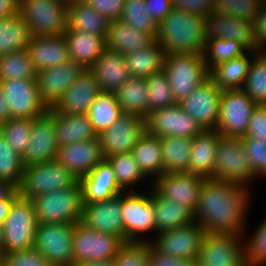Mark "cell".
Instances as JSON below:
<instances>
[{"label":"cell","mask_w":266,"mask_h":266,"mask_svg":"<svg viewBox=\"0 0 266 266\" xmlns=\"http://www.w3.org/2000/svg\"><path fill=\"white\" fill-rule=\"evenodd\" d=\"M254 26H255L256 39L260 45V51H266V5L265 4H261Z\"/></svg>","instance_id":"6125c7cd"},{"label":"cell","mask_w":266,"mask_h":266,"mask_svg":"<svg viewBox=\"0 0 266 266\" xmlns=\"http://www.w3.org/2000/svg\"><path fill=\"white\" fill-rule=\"evenodd\" d=\"M247 51L248 49L238 41L214 38L206 40L202 54L206 69L210 71L217 64L241 56Z\"/></svg>","instance_id":"f6af8a7d"},{"label":"cell","mask_w":266,"mask_h":266,"mask_svg":"<svg viewBox=\"0 0 266 266\" xmlns=\"http://www.w3.org/2000/svg\"><path fill=\"white\" fill-rule=\"evenodd\" d=\"M261 4H265L266 5V0H260Z\"/></svg>","instance_id":"753ad0ef"},{"label":"cell","mask_w":266,"mask_h":266,"mask_svg":"<svg viewBox=\"0 0 266 266\" xmlns=\"http://www.w3.org/2000/svg\"><path fill=\"white\" fill-rule=\"evenodd\" d=\"M174 9L207 17L213 12L214 0H171Z\"/></svg>","instance_id":"91938a15"},{"label":"cell","mask_w":266,"mask_h":266,"mask_svg":"<svg viewBox=\"0 0 266 266\" xmlns=\"http://www.w3.org/2000/svg\"><path fill=\"white\" fill-rule=\"evenodd\" d=\"M149 15L157 22L161 21L174 8L171 0H145Z\"/></svg>","instance_id":"94428289"},{"label":"cell","mask_w":266,"mask_h":266,"mask_svg":"<svg viewBox=\"0 0 266 266\" xmlns=\"http://www.w3.org/2000/svg\"><path fill=\"white\" fill-rule=\"evenodd\" d=\"M164 71L177 103L209 78V71L206 69L203 54H167Z\"/></svg>","instance_id":"8992f818"},{"label":"cell","mask_w":266,"mask_h":266,"mask_svg":"<svg viewBox=\"0 0 266 266\" xmlns=\"http://www.w3.org/2000/svg\"><path fill=\"white\" fill-rule=\"evenodd\" d=\"M54 119L59 146L97 138L87 114H60L52 107L47 112Z\"/></svg>","instance_id":"1f68e13d"},{"label":"cell","mask_w":266,"mask_h":266,"mask_svg":"<svg viewBox=\"0 0 266 266\" xmlns=\"http://www.w3.org/2000/svg\"><path fill=\"white\" fill-rule=\"evenodd\" d=\"M0 266H3L2 258L0 256Z\"/></svg>","instance_id":"34e18365"},{"label":"cell","mask_w":266,"mask_h":266,"mask_svg":"<svg viewBox=\"0 0 266 266\" xmlns=\"http://www.w3.org/2000/svg\"><path fill=\"white\" fill-rule=\"evenodd\" d=\"M156 232L183 227L195 222L194 213L182 204L161 197L152 187Z\"/></svg>","instance_id":"e575fe53"},{"label":"cell","mask_w":266,"mask_h":266,"mask_svg":"<svg viewBox=\"0 0 266 266\" xmlns=\"http://www.w3.org/2000/svg\"><path fill=\"white\" fill-rule=\"evenodd\" d=\"M80 222L95 231L117 235L125 242L121 193L103 201L84 203Z\"/></svg>","instance_id":"ffe728a7"},{"label":"cell","mask_w":266,"mask_h":266,"mask_svg":"<svg viewBox=\"0 0 266 266\" xmlns=\"http://www.w3.org/2000/svg\"><path fill=\"white\" fill-rule=\"evenodd\" d=\"M36 74L27 48L0 56V82L11 79L36 80Z\"/></svg>","instance_id":"7bdbcfd3"},{"label":"cell","mask_w":266,"mask_h":266,"mask_svg":"<svg viewBox=\"0 0 266 266\" xmlns=\"http://www.w3.org/2000/svg\"><path fill=\"white\" fill-rule=\"evenodd\" d=\"M155 40L167 54H202L206 43V17L173 9L158 22Z\"/></svg>","instance_id":"7a4b0ae2"},{"label":"cell","mask_w":266,"mask_h":266,"mask_svg":"<svg viewBox=\"0 0 266 266\" xmlns=\"http://www.w3.org/2000/svg\"><path fill=\"white\" fill-rule=\"evenodd\" d=\"M210 179L243 184L251 188V183L257 178L243 147L242 137L219 134L215 168Z\"/></svg>","instance_id":"277c9868"},{"label":"cell","mask_w":266,"mask_h":266,"mask_svg":"<svg viewBox=\"0 0 266 266\" xmlns=\"http://www.w3.org/2000/svg\"><path fill=\"white\" fill-rule=\"evenodd\" d=\"M146 131L158 137L194 138L203 129L176 103L173 106L155 110L147 115Z\"/></svg>","instance_id":"d6986e66"},{"label":"cell","mask_w":266,"mask_h":266,"mask_svg":"<svg viewBox=\"0 0 266 266\" xmlns=\"http://www.w3.org/2000/svg\"><path fill=\"white\" fill-rule=\"evenodd\" d=\"M57 1H60V2H63V3H66L67 5H69L70 3L75 2L77 0H57Z\"/></svg>","instance_id":"8c879c8a"},{"label":"cell","mask_w":266,"mask_h":266,"mask_svg":"<svg viewBox=\"0 0 266 266\" xmlns=\"http://www.w3.org/2000/svg\"><path fill=\"white\" fill-rule=\"evenodd\" d=\"M109 21L119 20L126 0H84Z\"/></svg>","instance_id":"680465c9"},{"label":"cell","mask_w":266,"mask_h":266,"mask_svg":"<svg viewBox=\"0 0 266 266\" xmlns=\"http://www.w3.org/2000/svg\"><path fill=\"white\" fill-rule=\"evenodd\" d=\"M123 114L113 93L101 92L88 109L94 132L99 136L112 126Z\"/></svg>","instance_id":"60d3db41"},{"label":"cell","mask_w":266,"mask_h":266,"mask_svg":"<svg viewBox=\"0 0 266 266\" xmlns=\"http://www.w3.org/2000/svg\"><path fill=\"white\" fill-rule=\"evenodd\" d=\"M132 153L140 171L147 179L153 176L152 182H154L163 174V152L160 137L146 131L134 146Z\"/></svg>","instance_id":"d590c367"},{"label":"cell","mask_w":266,"mask_h":266,"mask_svg":"<svg viewBox=\"0 0 266 266\" xmlns=\"http://www.w3.org/2000/svg\"><path fill=\"white\" fill-rule=\"evenodd\" d=\"M56 160L79 180L104 160L99 137L60 146Z\"/></svg>","instance_id":"603a6c76"},{"label":"cell","mask_w":266,"mask_h":266,"mask_svg":"<svg viewBox=\"0 0 266 266\" xmlns=\"http://www.w3.org/2000/svg\"><path fill=\"white\" fill-rule=\"evenodd\" d=\"M260 0H214L213 12L255 23Z\"/></svg>","instance_id":"f907efd6"},{"label":"cell","mask_w":266,"mask_h":266,"mask_svg":"<svg viewBox=\"0 0 266 266\" xmlns=\"http://www.w3.org/2000/svg\"><path fill=\"white\" fill-rule=\"evenodd\" d=\"M20 14V0H0V18Z\"/></svg>","instance_id":"be15d7a7"},{"label":"cell","mask_w":266,"mask_h":266,"mask_svg":"<svg viewBox=\"0 0 266 266\" xmlns=\"http://www.w3.org/2000/svg\"><path fill=\"white\" fill-rule=\"evenodd\" d=\"M150 242H124L113 258L115 266H149Z\"/></svg>","instance_id":"816d5d0a"},{"label":"cell","mask_w":266,"mask_h":266,"mask_svg":"<svg viewBox=\"0 0 266 266\" xmlns=\"http://www.w3.org/2000/svg\"><path fill=\"white\" fill-rule=\"evenodd\" d=\"M214 38L235 40L248 50L260 52L254 23L244 19L212 12L206 17V39Z\"/></svg>","instance_id":"cb8c5ba5"},{"label":"cell","mask_w":266,"mask_h":266,"mask_svg":"<svg viewBox=\"0 0 266 266\" xmlns=\"http://www.w3.org/2000/svg\"><path fill=\"white\" fill-rule=\"evenodd\" d=\"M219 142L216 130H203L192 141L188 173L211 178L215 168V157Z\"/></svg>","instance_id":"f546056e"},{"label":"cell","mask_w":266,"mask_h":266,"mask_svg":"<svg viewBox=\"0 0 266 266\" xmlns=\"http://www.w3.org/2000/svg\"><path fill=\"white\" fill-rule=\"evenodd\" d=\"M204 229L197 222L174 229L163 230L150 242L158 251L178 259L198 260Z\"/></svg>","instance_id":"2e32d148"},{"label":"cell","mask_w":266,"mask_h":266,"mask_svg":"<svg viewBox=\"0 0 266 266\" xmlns=\"http://www.w3.org/2000/svg\"><path fill=\"white\" fill-rule=\"evenodd\" d=\"M166 55L160 43L155 41L147 48L124 56L130 75L146 79L152 74L164 71Z\"/></svg>","instance_id":"74e56055"},{"label":"cell","mask_w":266,"mask_h":266,"mask_svg":"<svg viewBox=\"0 0 266 266\" xmlns=\"http://www.w3.org/2000/svg\"><path fill=\"white\" fill-rule=\"evenodd\" d=\"M74 224L37 223L34 248L51 266H72Z\"/></svg>","instance_id":"30bf717a"},{"label":"cell","mask_w":266,"mask_h":266,"mask_svg":"<svg viewBox=\"0 0 266 266\" xmlns=\"http://www.w3.org/2000/svg\"><path fill=\"white\" fill-rule=\"evenodd\" d=\"M2 227L3 226H0V256L2 255V245H3Z\"/></svg>","instance_id":"89a4df30"},{"label":"cell","mask_w":266,"mask_h":266,"mask_svg":"<svg viewBox=\"0 0 266 266\" xmlns=\"http://www.w3.org/2000/svg\"><path fill=\"white\" fill-rule=\"evenodd\" d=\"M11 119H34L49 110L42 101L36 80L11 79L1 82Z\"/></svg>","instance_id":"9a60e30c"},{"label":"cell","mask_w":266,"mask_h":266,"mask_svg":"<svg viewBox=\"0 0 266 266\" xmlns=\"http://www.w3.org/2000/svg\"><path fill=\"white\" fill-rule=\"evenodd\" d=\"M146 83L150 94L147 105V115L155 110L170 107L177 103L165 71L147 77Z\"/></svg>","instance_id":"7dc6e473"},{"label":"cell","mask_w":266,"mask_h":266,"mask_svg":"<svg viewBox=\"0 0 266 266\" xmlns=\"http://www.w3.org/2000/svg\"><path fill=\"white\" fill-rule=\"evenodd\" d=\"M27 49L36 71L58 66L70 59L64 35L33 36L30 38Z\"/></svg>","instance_id":"83f0119b"},{"label":"cell","mask_w":266,"mask_h":266,"mask_svg":"<svg viewBox=\"0 0 266 266\" xmlns=\"http://www.w3.org/2000/svg\"><path fill=\"white\" fill-rule=\"evenodd\" d=\"M205 179L188 172H171L159 176L151 187L161 197L182 204L194 213Z\"/></svg>","instance_id":"e0dca14e"},{"label":"cell","mask_w":266,"mask_h":266,"mask_svg":"<svg viewBox=\"0 0 266 266\" xmlns=\"http://www.w3.org/2000/svg\"><path fill=\"white\" fill-rule=\"evenodd\" d=\"M59 147L54 119L48 113L34 118L30 140L22 155L24 166L55 160Z\"/></svg>","instance_id":"7402d4cb"},{"label":"cell","mask_w":266,"mask_h":266,"mask_svg":"<svg viewBox=\"0 0 266 266\" xmlns=\"http://www.w3.org/2000/svg\"><path fill=\"white\" fill-rule=\"evenodd\" d=\"M252 188L222 180L205 179L194 220L206 233L246 235Z\"/></svg>","instance_id":"6da1fadb"},{"label":"cell","mask_w":266,"mask_h":266,"mask_svg":"<svg viewBox=\"0 0 266 266\" xmlns=\"http://www.w3.org/2000/svg\"><path fill=\"white\" fill-rule=\"evenodd\" d=\"M89 70L94 74L101 92L112 93L131 77L125 56L107 48Z\"/></svg>","instance_id":"4316f807"},{"label":"cell","mask_w":266,"mask_h":266,"mask_svg":"<svg viewBox=\"0 0 266 266\" xmlns=\"http://www.w3.org/2000/svg\"><path fill=\"white\" fill-rule=\"evenodd\" d=\"M1 258L3 266H51L35 248L2 254Z\"/></svg>","instance_id":"11a10c76"},{"label":"cell","mask_w":266,"mask_h":266,"mask_svg":"<svg viewBox=\"0 0 266 266\" xmlns=\"http://www.w3.org/2000/svg\"><path fill=\"white\" fill-rule=\"evenodd\" d=\"M72 266H115L114 259L91 260L74 263Z\"/></svg>","instance_id":"a7ac6f4b"},{"label":"cell","mask_w":266,"mask_h":266,"mask_svg":"<svg viewBox=\"0 0 266 266\" xmlns=\"http://www.w3.org/2000/svg\"><path fill=\"white\" fill-rule=\"evenodd\" d=\"M100 93L94 74L85 69L52 108L60 114H87Z\"/></svg>","instance_id":"d4e9b609"},{"label":"cell","mask_w":266,"mask_h":266,"mask_svg":"<svg viewBox=\"0 0 266 266\" xmlns=\"http://www.w3.org/2000/svg\"><path fill=\"white\" fill-rule=\"evenodd\" d=\"M30 38L28 25L20 14L0 18V56L26 49Z\"/></svg>","instance_id":"ab89813d"},{"label":"cell","mask_w":266,"mask_h":266,"mask_svg":"<svg viewBox=\"0 0 266 266\" xmlns=\"http://www.w3.org/2000/svg\"><path fill=\"white\" fill-rule=\"evenodd\" d=\"M256 53L257 51L248 50L241 56L217 64L209 71V78L221 90L242 89Z\"/></svg>","instance_id":"d6a6232c"},{"label":"cell","mask_w":266,"mask_h":266,"mask_svg":"<svg viewBox=\"0 0 266 266\" xmlns=\"http://www.w3.org/2000/svg\"><path fill=\"white\" fill-rule=\"evenodd\" d=\"M37 223L31 199L19 195L2 227V254L34 248Z\"/></svg>","instance_id":"5b68a950"},{"label":"cell","mask_w":266,"mask_h":266,"mask_svg":"<svg viewBox=\"0 0 266 266\" xmlns=\"http://www.w3.org/2000/svg\"><path fill=\"white\" fill-rule=\"evenodd\" d=\"M257 105L242 89L223 90L215 130L221 136L244 137Z\"/></svg>","instance_id":"8fae6325"},{"label":"cell","mask_w":266,"mask_h":266,"mask_svg":"<svg viewBox=\"0 0 266 266\" xmlns=\"http://www.w3.org/2000/svg\"><path fill=\"white\" fill-rule=\"evenodd\" d=\"M77 181L78 179L55 159L25 166L18 192L20 196L32 199L39 194L70 188Z\"/></svg>","instance_id":"9c48e42d"},{"label":"cell","mask_w":266,"mask_h":266,"mask_svg":"<svg viewBox=\"0 0 266 266\" xmlns=\"http://www.w3.org/2000/svg\"><path fill=\"white\" fill-rule=\"evenodd\" d=\"M149 266H198V260L178 259L158 251L149 243Z\"/></svg>","instance_id":"6f0895ef"},{"label":"cell","mask_w":266,"mask_h":266,"mask_svg":"<svg viewBox=\"0 0 266 266\" xmlns=\"http://www.w3.org/2000/svg\"><path fill=\"white\" fill-rule=\"evenodd\" d=\"M146 132L145 118L123 113L119 119L98 137L104 159L117 154L132 152Z\"/></svg>","instance_id":"5bb4252c"},{"label":"cell","mask_w":266,"mask_h":266,"mask_svg":"<svg viewBox=\"0 0 266 266\" xmlns=\"http://www.w3.org/2000/svg\"><path fill=\"white\" fill-rule=\"evenodd\" d=\"M245 240L246 260L250 266H266V219Z\"/></svg>","instance_id":"f5cc1de1"},{"label":"cell","mask_w":266,"mask_h":266,"mask_svg":"<svg viewBox=\"0 0 266 266\" xmlns=\"http://www.w3.org/2000/svg\"><path fill=\"white\" fill-rule=\"evenodd\" d=\"M17 189L13 183L0 179V200L8 199Z\"/></svg>","instance_id":"003e7915"},{"label":"cell","mask_w":266,"mask_h":266,"mask_svg":"<svg viewBox=\"0 0 266 266\" xmlns=\"http://www.w3.org/2000/svg\"><path fill=\"white\" fill-rule=\"evenodd\" d=\"M112 93L123 113L139 115L146 119L150 95L146 79L131 76Z\"/></svg>","instance_id":"8d00e7d4"},{"label":"cell","mask_w":266,"mask_h":266,"mask_svg":"<svg viewBox=\"0 0 266 266\" xmlns=\"http://www.w3.org/2000/svg\"><path fill=\"white\" fill-rule=\"evenodd\" d=\"M231 266H250L249 262L246 260V258L238 265H231Z\"/></svg>","instance_id":"2644e50d"},{"label":"cell","mask_w":266,"mask_h":266,"mask_svg":"<svg viewBox=\"0 0 266 266\" xmlns=\"http://www.w3.org/2000/svg\"><path fill=\"white\" fill-rule=\"evenodd\" d=\"M63 35L70 59L84 69H90L106 49L105 39L92 33L67 29Z\"/></svg>","instance_id":"4dcf8cb0"},{"label":"cell","mask_w":266,"mask_h":266,"mask_svg":"<svg viewBox=\"0 0 266 266\" xmlns=\"http://www.w3.org/2000/svg\"><path fill=\"white\" fill-rule=\"evenodd\" d=\"M243 147L251 161L256 178L266 177V140L242 138Z\"/></svg>","instance_id":"db71d44e"},{"label":"cell","mask_w":266,"mask_h":266,"mask_svg":"<svg viewBox=\"0 0 266 266\" xmlns=\"http://www.w3.org/2000/svg\"><path fill=\"white\" fill-rule=\"evenodd\" d=\"M155 41L153 35L135 29L120 20L110 21L105 39L107 49L123 55L147 48Z\"/></svg>","instance_id":"f1b7e54d"},{"label":"cell","mask_w":266,"mask_h":266,"mask_svg":"<svg viewBox=\"0 0 266 266\" xmlns=\"http://www.w3.org/2000/svg\"><path fill=\"white\" fill-rule=\"evenodd\" d=\"M85 69L73 59L37 71L36 82L42 101L51 108Z\"/></svg>","instance_id":"44dd1931"},{"label":"cell","mask_w":266,"mask_h":266,"mask_svg":"<svg viewBox=\"0 0 266 266\" xmlns=\"http://www.w3.org/2000/svg\"><path fill=\"white\" fill-rule=\"evenodd\" d=\"M11 119L9 104L7 103L3 91V85L0 82V124Z\"/></svg>","instance_id":"03108f58"},{"label":"cell","mask_w":266,"mask_h":266,"mask_svg":"<svg viewBox=\"0 0 266 266\" xmlns=\"http://www.w3.org/2000/svg\"><path fill=\"white\" fill-rule=\"evenodd\" d=\"M110 21L84 0L68 5V30L85 31L106 39Z\"/></svg>","instance_id":"836d02e7"},{"label":"cell","mask_w":266,"mask_h":266,"mask_svg":"<svg viewBox=\"0 0 266 266\" xmlns=\"http://www.w3.org/2000/svg\"><path fill=\"white\" fill-rule=\"evenodd\" d=\"M242 90L255 103L266 105V51L254 55Z\"/></svg>","instance_id":"ee69618b"},{"label":"cell","mask_w":266,"mask_h":266,"mask_svg":"<svg viewBox=\"0 0 266 266\" xmlns=\"http://www.w3.org/2000/svg\"><path fill=\"white\" fill-rule=\"evenodd\" d=\"M145 0H126L120 21L156 37L158 22L149 15Z\"/></svg>","instance_id":"bcb514c9"},{"label":"cell","mask_w":266,"mask_h":266,"mask_svg":"<svg viewBox=\"0 0 266 266\" xmlns=\"http://www.w3.org/2000/svg\"><path fill=\"white\" fill-rule=\"evenodd\" d=\"M38 223L77 224L83 214L80 182L70 188L39 194L31 199Z\"/></svg>","instance_id":"3957f363"},{"label":"cell","mask_w":266,"mask_h":266,"mask_svg":"<svg viewBox=\"0 0 266 266\" xmlns=\"http://www.w3.org/2000/svg\"><path fill=\"white\" fill-rule=\"evenodd\" d=\"M222 91L210 78H207L178 104L203 130H215Z\"/></svg>","instance_id":"ac0fdd59"},{"label":"cell","mask_w":266,"mask_h":266,"mask_svg":"<svg viewBox=\"0 0 266 266\" xmlns=\"http://www.w3.org/2000/svg\"><path fill=\"white\" fill-rule=\"evenodd\" d=\"M242 138L266 140V105H257L251 114L248 131Z\"/></svg>","instance_id":"9f6ffc18"},{"label":"cell","mask_w":266,"mask_h":266,"mask_svg":"<svg viewBox=\"0 0 266 266\" xmlns=\"http://www.w3.org/2000/svg\"><path fill=\"white\" fill-rule=\"evenodd\" d=\"M20 15L31 37L61 36L67 30L68 5L57 0H20Z\"/></svg>","instance_id":"52a82bcc"},{"label":"cell","mask_w":266,"mask_h":266,"mask_svg":"<svg viewBox=\"0 0 266 266\" xmlns=\"http://www.w3.org/2000/svg\"><path fill=\"white\" fill-rule=\"evenodd\" d=\"M124 241L117 235L95 231L81 222L74 224L73 264L83 261L112 259Z\"/></svg>","instance_id":"7c38bea8"},{"label":"cell","mask_w":266,"mask_h":266,"mask_svg":"<svg viewBox=\"0 0 266 266\" xmlns=\"http://www.w3.org/2000/svg\"><path fill=\"white\" fill-rule=\"evenodd\" d=\"M122 218L125 242H151L153 238L144 235L156 232L153 195L148 191H128L121 193ZM141 235V236H140ZM144 238H143V237Z\"/></svg>","instance_id":"ba28073f"},{"label":"cell","mask_w":266,"mask_h":266,"mask_svg":"<svg viewBox=\"0 0 266 266\" xmlns=\"http://www.w3.org/2000/svg\"><path fill=\"white\" fill-rule=\"evenodd\" d=\"M34 119H9L0 124V134L7 140L15 152L21 156L25 153L32 132Z\"/></svg>","instance_id":"681fc988"},{"label":"cell","mask_w":266,"mask_h":266,"mask_svg":"<svg viewBox=\"0 0 266 266\" xmlns=\"http://www.w3.org/2000/svg\"><path fill=\"white\" fill-rule=\"evenodd\" d=\"M19 196L18 189L8 198L0 200V226H3L6 217L9 215L13 201Z\"/></svg>","instance_id":"e7e4bbea"},{"label":"cell","mask_w":266,"mask_h":266,"mask_svg":"<svg viewBox=\"0 0 266 266\" xmlns=\"http://www.w3.org/2000/svg\"><path fill=\"white\" fill-rule=\"evenodd\" d=\"M78 181L83 203L103 201L123 192L117 185L113 168L105 159Z\"/></svg>","instance_id":"484cf974"},{"label":"cell","mask_w":266,"mask_h":266,"mask_svg":"<svg viewBox=\"0 0 266 266\" xmlns=\"http://www.w3.org/2000/svg\"><path fill=\"white\" fill-rule=\"evenodd\" d=\"M105 160L113 168L117 185L123 192L141 191L137 188L134 190L133 186L137 187L146 177L140 171L132 152L110 156Z\"/></svg>","instance_id":"b9f144b4"},{"label":"cell","mask_w":266,"mask_h":266,"mask_svg":"<svg viewBox=\"0 0 266 266\" xmlns=\"http://www.w3.org/2000/svg\"><path fill=\"white\" fill-rule=\"evenodd\" d=\"M244 238L245 235L205 232L200 245L198 266L240 264L246 258Z\"/></svg>","instance_id":"4fadbf2b"},{"label":"cell","mask_w":266,"mask_h":266,"mask_svg":"<svg viewBox=\"0 0 266 266\" xmlns=\"http://www.w3.org/2000/svg\"><path fill=\"white\" fill-rule=\"evenodd\" d=\"M24 168L22 156L15 152L14 148L0 134V179L9 181L18 188Z\"/></svg>","instance_id":"c3c4849f"},{"label":"cell","mask_w":266,"mask_h":266,"mask_svg":"<svg viewBox=\"0 0 266 266\" xmlns=\"http://www.w3.org/2000/svg\"><path fill=\"white\" fill-rule=\"evenodd\" d=\"M161 138L163 174L187 172L193 138L165 136Z\"/></svg>","instance_id":"f35d334b"}]
</instances>
